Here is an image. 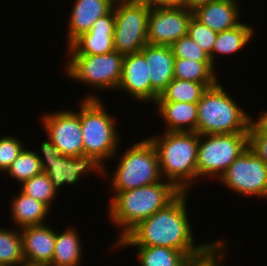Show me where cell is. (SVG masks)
Masks as SVG:
<instances>
[{
    "label": "cell",
    "mask_w": 267,
    "mask_h": 266,
    "mask_svg": "<svg viewBox=\"0 0 267 266\" xmlns=\"http://www.w3.org/2000/svg\"><path fill=\"white\" fill-rule=\"evenodd\" d=\"M187 193L181 192L166 207L140 221L115 243L116 247L163 246L183 251L186 255L199 251L205 244L193 245L192 228L186 212Z\"/></svg>",
    "instance_id": "6da1fadb"
},
{
    "label": "cell",
    "mask_w": 267,
    "mask_h": 266,
    "mask_svg": "<svg viewBox=\"0 0 267 266\" xmlns=\"http://www.w3.org/2000/svg\"><path fill=\"white\" fill-rule=\"evenodd\" d=\"M181 191L170 181L157 182L127 191H120L113 196L109 207V219L122 232L117 242L122 239L140 221L149 218L156 211L171 203Z\"/></svg>",
    "instance_id": "7a4b0ae2"
},
{
    "label": "cell",
    "mask_w": 267,
    "mask_h": 266,
    "mask_svg": "<svg viewBox=\"0 0 267 266\" xmlns=\"http://www.w3.org/2000/svg\"><path fill=\"white\" fill-rule=\"evenodd\" d=\"M159 138L153 136L149 139L157 151L161 175L166 176L181 192H188L190 181L193 183L192 180L197 179L199 134L166 131Z\"/></svg>",
    "instance_id": "3957f363"
},
{
    "label": "cell",
    "mask_w": 267,
    "mask_h": 266,
    "mask_svg": "<svg viewBox=\"0 0 267 266\" xmlns=\"http://www.w3.org/2000/svg\"><path fill=\"white\" fill-rule=\"evenodd\" d=\"M197 106L198 134L249 132L251 117L232 100L218 82L208 87Z\"/></svg>",
    "instance_id": "277c9868"
},
{
    "label": "cell",
    "mask_w": 267,
    "mask_h": 266,
    "mask_svg": "<svg viewBox=\"0 0 267 266\" xmlns=\"http://www.w3.org/2000/svg\"><path fill=\"white\" fill-rule=\"evenodd\" d=\"M79 110L84 154L92 155L102 163L117 153L119 135L114 127V118L106 113L101 100L95 95L87 96Z\"/></svg>",
    "instance_id": "5b68a950"
},
{
    "label": "cell",
    "mask_w": 267,
    "mask_h": 266,
    "mask_svg": "<svg viewBox=\"0 0 267 266\" xmlns=\"http://www.w3.org/2000/svg\"><path fill=\"white\" fill-rule=\"evenodd\" d=\"M112 176L115 193L132 190L161 181L157 151L150 139L139 141L122 154Z\"/></svg>",
    "instance_id": "8992f818"
},
{
    "label": "cell",
    "mask_w": 267,
    "mask_h": 266,
    "mask_svg": "<svg viewBox=\"0 0 267 266\" xmlns=\"http://www.w3.org/2000/svg\"><path fill=\"white\" fill-rule=\"evenodd\" d=\"M248 147V132L199 134L197 178L217 175L216 178L219 179L232 162Z\"/></svg>",
    "instance_id": "52a82bcc"
},
{
    "label": "cell",
    "mask_w": 267,
    "mask_h": 266,
    "mask_svg": "<svg viewBox=\"0 0 267 266\" xmlns=\"http://www.w3.org/2000/svg\"><path fill=\"white\" fill-rule=\"evenodd\" d=\"M114 49L122 55L140 52L147 44L150 7L143 0H116Z\"/></svg>",
    "instance_id": "ba28073f"
},
{
    "label": "cell",
    "mask_w": 267,
    "mask_h": 266,
    "mask_svg": "<svg viewBox=\"0 0 267 266\" xmlns=\"http://www.w3.org/2000/svg\"><path fill=\"white\" fill-rule=\"evenodd\" d=\"M67 74L81 83L100 89H118L124 55L116 50L99 55H70Z\"/></svg>",
    "instance_id": "9c48e42d"
},
{
    "label": "cell",
    "mask_w": 267,
    "mask_h": 266,
    "mask_svg": "<svg viewBox=\"0 0 267 266\" xmlns=\"http://www.w3.org/2000/svg\"><path fill=\"white\" fill-rule=\"evenodd\" d=\"M219 180L238 194L267 198V164L249 147L232 162Z\"/></svg>",
    "instance_id": "30bf717a"
},
{
    "label": "cell",
    "mask_w": 267,
    "mask_h": 266,
    "mask_svg": "<svg viewBox=\"0 0 267 266\" xmlns=\"http://www.w3.org/2000/svg\"><path fill=\"white\" fill-rule=\"evenodd\" d=\"M193 11L185 7L151 8L148 18L147 44L171 46L188 35Z\"/></svg>",
    "instance_id": "8fae6325"
},
{
    "label": "cell",
    "mask_w": 267,
    "mask_h": 266,
    "mask_svg": "<svg viewBox=\"0 0 267 266\" xmlns=\"http://www.w3.org/2000/svg\"><path fill=\"white\" fill-rule=\"evenodd\" d=\"M44 116L42 123L49 139L62 155L76 157L84 154L80 111H58Z\"/></svg>",
    "instance_id": "7c38bea8"
},
{
    "label": "cell",
    "mask_w": 267,
    "mask_h": 266,
    "mask_svg": "<svg viewBox=\"0 0 267 266\" xmlns=\"http://www.w3.org/2000/svg\"><path fill=\"white\" fill-rule=\"evenodd\" d=\"M37 156L43 172L49 176L56 189L64 184H76L81 175H85L86 172L90 173L91 170L105 174L104 162L101 163L92 155L83 154L76 157L62 155L51 159H43L38 153Z\"/></svg>",
    "instance_id": "4fadbf2b"
},
{
    "label": "cell",
    "mask_w": 267,
    "mask_h": 266,
    "mask_svg": "<svg viewBox=\"0 0 267 266\" xmlns=\"http://www.w3.org/2000/svg\"><path fill=\"white\" fill-rule=\"evenodd\" d=\"M115 15L112 9L97 19L88 32L81 34L69 46L70 55H99L114 51Z\"/></svg>",
    "instance_id": "5bb4252c"
},
{
    "label": "cell",
    "mask_w": 267,
    "mask_h": 266,
    "mask_svg": "<svg viewBox=\"0 0 267 266\" xmlns=\"http://www.w3.org/2000/svg\"><path fill=\"white\" fill-rule=\"evenodd\" d=\"M20 230L25 265L49 266L54 253L55 231L44 224Z\"/></svg>",
    "instance_id": "9a60e30c"
},
{
    "label": "cell",
    "mask_w": 267,
    "mask_h": 266,
    "mask_svg": "<svg viewBox=\"0 0 267 266\" xmlns=\"http://www.w3.org/2000/svg\"><path fill=\"white\" fill-rule=\"evenodd\" d=\"M148 64L151 82V101L158 96L174 79L175 56L170 46L146 44L140 51Z\"/></svg>",
    "instance_id": "2e32d148"
},
{
    "label": "cell",
    "mask_w": 267,
    "mask_h": 266,
    "mask_svg": "<svg viewBox=\"0 0 267 266\" xmlns=\"http://www.w3.org/2000/svg\"><path fill=\"white\" fill-rule=\"evenodd\" d=\"M121 88L136 100H151V82L148 64L141 52L124 56L122 74L118 89Z\"/></svg>",
    "instance_id": "e0dca14e"
},
{
    "label": "cell",
    "mask_w": 267,
    "mask_h": 266,
    "mask_svg": "<svg viewBox=\"0 0 267 266\" xmlns=\"http://www.w3.org/2000/svg\"><path fill=\"white\" fill-rule=\"evenodd\" d=\"M116 0H76L69 19L68 46L81 34L88 32L93 23L107 15Z\"/></svg>",
    "instance_id": "ac0fdd59"
},
{
    "label": "cell",
    "mask_w": 267,
    "mask_h": 266,
    "mask_svg": "<svg viewBox=\"0 0 267 266\" xmlns=\"http://www.w3.org/2000/svg\"><path fill=\"white\" fill-rule=\"evenodd\" d=\"M237 0H214L197 7L193 16L209 29L218 32L238 26Z\"/></svg>",
    "instance_id": "d6986e66"
},
{
    "label": "cell",
    "mask_w": 267,
    "mask_h": 266,
    "mask_svg": "<svg viewBox=\"0 0 267 266\" xmlns=\"http://www.w3.org/2000/svg\"><path fill=\"white\" fill-rule=\"evenodd\" d=\"M160 116L168 125L167 132H196L198 106L197 103L156 101ZM186 126L185 128V125Z\"/></svg>",
    "instance_id": "ffe728a7"
},
{
    "label": "cell",
    "mask_w": 267,
    "mask_h": 266,
    "mask_svg": "<svg viewBox=\"0 0 267 266\" xmlns=\"http://www.w3.org/2000/svg\"><path fill=\"white\" fill-rule=\"evenodd\" d=\"M11 202V214L15 224L22 228L44 224V218L50 209L46 204L22 191Z\"/></svg>",
    "instance_id": "44dd1931"
},
{
    "label": "cell",
    "mask_w": 267,
    "mask_h": 266,
    "mask_svg": "<svg viewBox=\"0 0 267 266\" xmlns=\"http://www.w3.org/2000/svg\"><path fill=\"white\" fill-rule=\"evenodd\" d=\"M81 252L80 238L74 229L55 231L54 253L49 266H79Z\"/></svg>",
    "instance_id": "7402d4cb"
},
{
    "label": "cell",
    "mask_w": 267,
    "mask_h": 266,
    "mask_svg": "<svg viewBox=\"0 0 267 266\" xmlns=\"http://www.w3.org/2000/svg\"><path fill=\"white\" fill-rule=\"evenodd\" d=\"M213 85L174 78L156 101L197 103L208 87Z\"/></svg>",
    "instance_id": "603a6c76"
},
{
    "label": "cell",
    "mask_w": 267,
    "mask_h": 266,
    "mask_svg": "<svg viewBox=\"0 0 267 266\" xmlns=\"http://www.w3.org/2000/svg\"><path fill=\"white\" fill-rule=\"evenodd\" d=\"M211 61H195L175 58L174 78L203 84H216L218 79L214 75Z\"/></svg>",
    "instance_id": "cb8c5ba5"
},
{
    "label": "cell",
    "mask_w": 267,
    "mask_h": 266,
    "mask_svg": "<svg viewBox=\"0 0 267 266\" xmlns=\"http://www.w3.org/2000/svg\"><path fill=\"white\" fill-rule=\"evenodd\" d=\"M253 37V28L242 22L231 29L217 33L216 41L212 50V64L216 53L230 54L239 51Z\"/></svg>",
    "instance_id": "d4e9b609"
},
{
    "label": "cell",
    "mask_w": 267,
    "mask_h": 266,
    "mask_svg": "<svg viewBox=\"0 0 267 266\" xmlns=\"http://www.w3.org/2000/svg\"><path fill=\"white\" fill-rule=\"evenodd\" d=\"M141 266H183V251L163 246H136Z\"/></svg>",
    "instance_id": "484cf974"
},
{
    "label": "cell",
    "mask_w": 267,
    "mask_h": 266,
    "mask_svg": "<svg viewBox=\"0 0 267 266\" xmlns=\"http://www.w3.org/2000/svg\"><path fill=\"white\" fill-rule=\"evenodd\" d=\"M0 228V266L25 265L20 230Z\"/></svg>",
    "instance_id": "4316f807"
},
{
    "label": "cell",
    "mask_w": 267,
    "mask_h": 266,
    "mask_svg": "<svg viewBox=\"0 0 267 266\" xmlns=\"http://www.w3.org/2000/svg\"><path fill=\"white\" fill-rule=\"evenodd\" d=\"M36 153L24 148L6 170L7 174H10L11 177L16 178L22 184L24 181L42 173L41 162Z\"/></svg>",
    "instance_id": "83f0119b"
},
{
    "label": "cell",
    "mask_w": 267,
    "mask_h": 266,
    "mask_svg": "<svg viewBox=\"0 0 267 266\" xmlns=\"http://www.w3.org/2000/svg\"><path fill=\"white\" fill-rule=\"evenodd\" d=\"M20 185L23 193L43 202L48 207L51 206L50 204L58 191L45 172L35 175Z\"/></svg>",
    "instance_id": "f1b7e54d"
},
{
    "label": "cell",
    "mask_w": 267,
    "mask_h": 266,
    "mask_svg": "<svg viewBox=\"0 0 267 266\" xmlns=\"http://www.w3.org/2000/svg\"><path fill=\"white\" fill-rule=\"evenodd\" d=\"M259 117L257 122L251 119L249 148L267 164V112H262Z\"/></svg>",
    "instance_id": "f546056e"
},
{
    "label": "cell",
    "mask_w": 267,
    "mask_h": 266,
    "mask_svg": "<svg viewBox=\"0 0 267 266\" xmlns=\"http://www.w3.org/2000/svg\"><path fill=\"white\" fill-rule=\"evenodd\" d=\"M225 244L220 240L206 243L199 251L187 255L183 266H220L218 258L222 260Z\"/></svg>",
    "instance_id": "4dcf8cb0"
},
{
    "label": "cell",
    "mask_w": 267,
    "mask_h": 266,
    "mask_svg": "<svg viewBox=\"0 0 267 266\" xmlns=\"http://www.w3.org/2000/svg\"><path fill=\"white\" fill-rule=\"evenodd\" d=\"M188 36L206 51L212 62V50L216 41L217 32L209 29L192 16L188 25Z\"/></svg>",
    "instance_id": "1f68e13d"
},
{
    "label": "cell",
    "mask_w": 267,
    "mask_h": 266,
    "mask_svg": "<svg viewBox=\"0 0 267 266\" xmlns=\"http://www.w3.org/2000/svg\"><path fill=\"white\" fill-rule=\"evenodd\" d=\"M175 58L195 61H211L210 56L188 35L181 37L171 46Z\"/></svg>",
    "instance_id": "d6a6232c"
},
{
    "label": "cell",
    "mask_w": 267,
    "mask_h": 266,
    "mask_svg": "<svg viewBox=\"0 0 267 266\" xmlns=\"http://www.w3.org/2000/svg\"><path fill=\"white\" fill-rule=\"evenodd\" d=\"M23 149L20 140L14 136H3L0 139V170L6 172Z\"/></svg>",
    "instance_id": "836d02e7"
},
{
    "label": "cell",
    "mask_w": 267,
    "mask_h": 266,
    "mask_svg": "<svg viewBox=\"0 0 267 266\" xmlns=\"http://www.w3.org/2000/svg\"><path fill=\"white\" fill-rule=\"evenodd\" d=\"M150 8L185 7V0H143Z\"/></svg>",
    "instance_id": "e575fe53"
},
{
    "label": "cell",
    "mask_w": 267,
    "mask_h": 266,
    "mask_svg": "<svg viewBox=\"0 0 267 266\" xmlns=\"http://www.w3.org/2000/svg\"><path fill=\"white\" fill-rule=\"evenodd\" d=\"M41 152L44 156L45 159H51L53 157H61L62 153L60 151V149L55 146L51 140L48 141H44L41 144Z\"/></svg>",
    "instance_id": "d590c367"
},
{
    "label": "cell",
    "mask_w": 267,
    "mask_h": 266,
    "mask_svg": "<svg viewBox=\"0 0 267 266\" xmlns=\"http://www.w3.org/2000/svg\"><path fill=\"white\" fill-rule=\"evenodd\" d=\"M214 0H185V8L194 11L197 7Z\"/></svg>",
    "instance_id": "8d00e7d4"
}]
</instances>
